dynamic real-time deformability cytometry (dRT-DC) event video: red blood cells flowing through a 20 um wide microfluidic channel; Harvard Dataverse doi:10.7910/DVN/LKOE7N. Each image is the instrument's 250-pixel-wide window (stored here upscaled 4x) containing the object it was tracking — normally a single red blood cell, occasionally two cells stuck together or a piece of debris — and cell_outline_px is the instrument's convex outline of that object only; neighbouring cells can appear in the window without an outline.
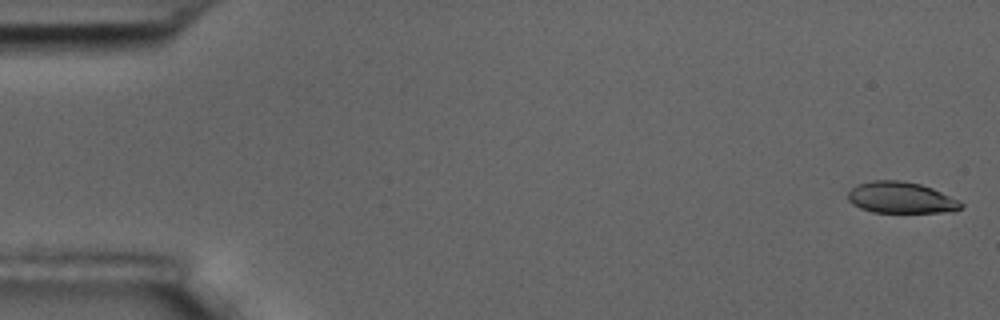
{"species": "common noctule bat (a hibernating species)", "species_latin": "Nyctalus noctula", "temperature_condition": "room temperature", "stored_images_in_passage": 5, "camera_frame_rate_fps": 3000, "um_per_image_px": 0.085, "animal": {"sex": "male", "body_mass_g": 17.5, "forearm_length_mm": 52.3}, "frame": {"image": 1, "passage_image": 1, "time_ms": 0.0, "image_size_px": [1000, 320], "cell_outline_px": [[964, 204], [960, 208], [952, 212], [872, 212], [860, 208], [852, 204], [848, 200], [848, 192], [856, 184], [872, 180], [900, 180], [920, 184], [932, 188]], "centroid_in_image_um": [76.52, 16.8], "position_along_channel_um": 8.5, "area_um2": 20.52}}
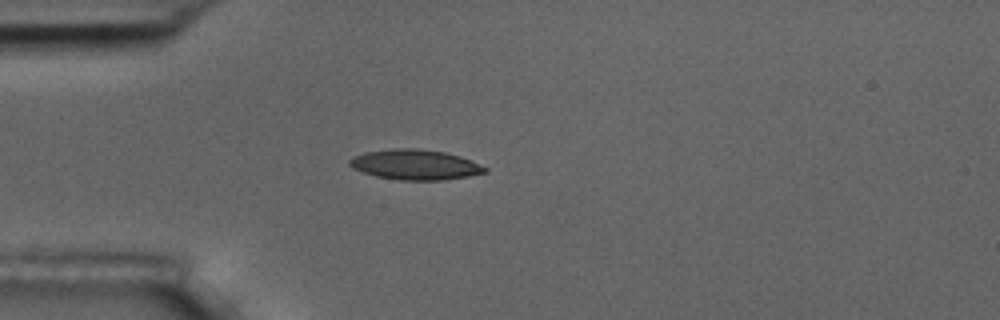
{"frame": {"image": 2, "passage_image": 5, "time_ms": 4.667, "image_size_px": [1000, 320], "cell_outline_px": [[488, 172], [468, 176], [444, 180], [400, 180], [376, 176], [352, 168], [348, 164], [348, 160], [352, 156], [364, 152], [392, 148], [416, 148], [444, 152], [460, 156], [488, 168]], "centroid_in_image_um": [35.26, 13.99], "position_along_channel_um": 49.7, "area_um2": 23.87}}